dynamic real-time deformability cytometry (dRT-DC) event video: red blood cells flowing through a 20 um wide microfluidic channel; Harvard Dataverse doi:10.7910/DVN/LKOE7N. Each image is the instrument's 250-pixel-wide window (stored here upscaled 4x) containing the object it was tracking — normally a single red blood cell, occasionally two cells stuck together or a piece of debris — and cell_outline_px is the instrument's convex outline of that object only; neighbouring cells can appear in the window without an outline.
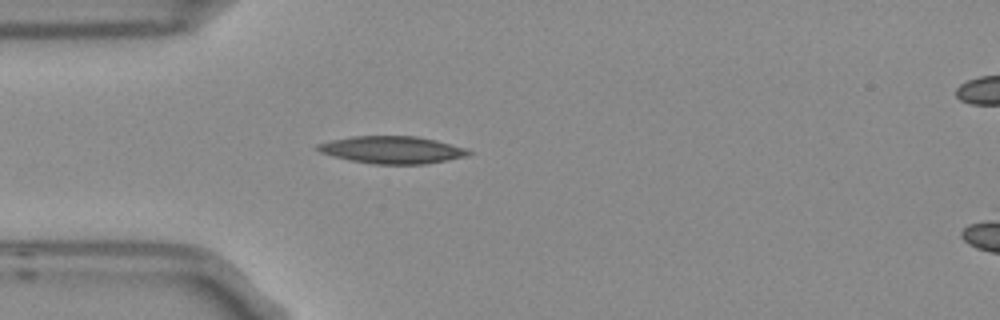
{"species": "Egyptian fruit bat (a non-hibernating species)", "species_latin": "Rousettus aegyptiacus", "temperature_condition": "room temperature", "stored_images_in_passage": 4, "camera_frame_rate_fps": 3000, "um_per_image_px": 0.085, "frame": {"image": 1, "passage_image": 4, "time_ms": 1.0, "image_size_px": [1000, 320], "cell_outline_px": [[476, 152], [468, 156], [448, 160], [424, 164], [372, 164], [352, 160], [320, 152], [316, 148], [316, 144], [332, 140], [352, 136], [416, 136], [436, 140], [468, 148]], "centroid_in_image_um": [33.42, 12.73], "position_along_channel_um": 51.6, "area_um2": 24.1}}